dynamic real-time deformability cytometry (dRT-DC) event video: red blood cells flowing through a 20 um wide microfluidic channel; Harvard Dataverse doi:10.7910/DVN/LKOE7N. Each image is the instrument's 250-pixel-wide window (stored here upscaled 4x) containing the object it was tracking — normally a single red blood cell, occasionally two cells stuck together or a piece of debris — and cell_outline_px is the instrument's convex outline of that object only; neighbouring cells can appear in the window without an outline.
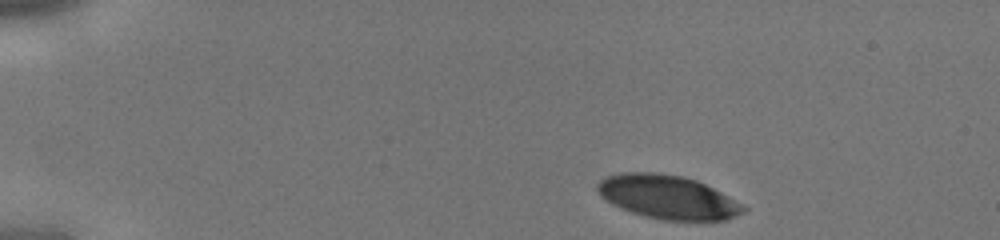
{"species": "human", "species_latin": "Homo sapiens", "temperature_condition": "cold", "stored_images_in_passage": 33, "camera_frame_rate_fps": 3000, "um_per_image_px": 0.085, "donor": {"sex": "male"}, "frame": {"image": 1, "passage_image": 1, "time_ms": 0.0, "image_size_px": [1000, 240], "cell_outline_px": [[748, 208], [744, 212], [736, 216], [724, 220], [660, 220], [644, 216], [620, 208], [612, 204], [600, 196], [596, 188], [596, 184], [604, 176], [620, 172], [656, 172], [684, 176], [696, 180], [744, 204]], "centroid_in_image_um": [56.73, 16.74], "position_along_channel_um": 28.3, "area_um2": 37.4}}
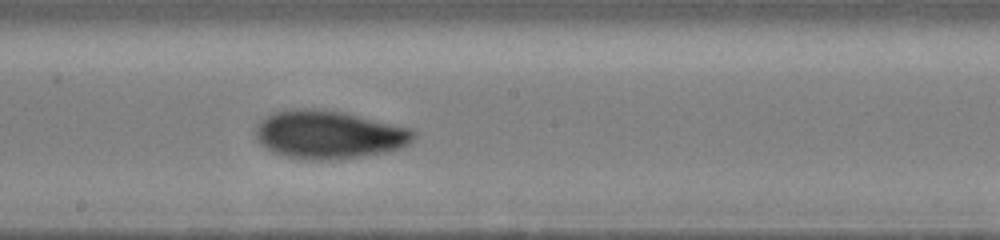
{"frame": {"image": 2, "passage_image": 19, "time_ms": 6.0, "image_size_px": [1000, 240], "cell_outline_px": [[416, 136], [412, 144], [400, 148], [384, 152], [360, 156], [328, 160], [312, 160], [288, 156], [272, 152], [264, 148], [256, 140], [256, 124], [260, 120], [272, 112], [292, 108], [312, 108], [344, 112], [412, 128], [416, 132]], "centroid_in_image_um": [27.95, 11.43], "position_along_channel_um": 220.2, "area_um2": 44.74}}
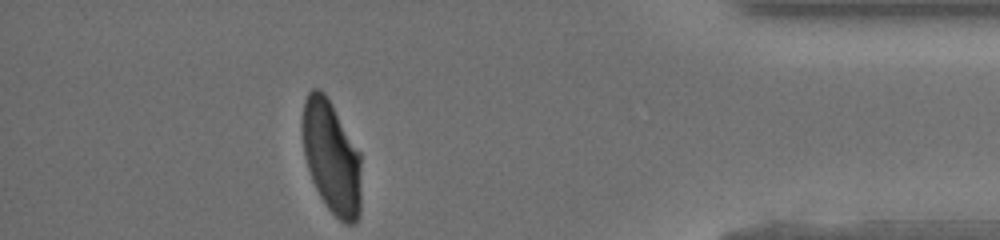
{"frame": {"image": 3, "passage_image": 33, "time_ms": 10.667, "image_size_px": [1000, 240], "cell_outline_px": [[360, 212], [356, 220], [352, 224], [344, 224], [324, 204], [312, 180], [304, 156], [300, 128], [304, 100], [308, 92], [312, 88], [320, 88], [324, 92], [360, 152]], "centroid_in_image_um": [28.14, 13.33], "position_along_channel_um": 407.1, "area_um2": 38.9}}